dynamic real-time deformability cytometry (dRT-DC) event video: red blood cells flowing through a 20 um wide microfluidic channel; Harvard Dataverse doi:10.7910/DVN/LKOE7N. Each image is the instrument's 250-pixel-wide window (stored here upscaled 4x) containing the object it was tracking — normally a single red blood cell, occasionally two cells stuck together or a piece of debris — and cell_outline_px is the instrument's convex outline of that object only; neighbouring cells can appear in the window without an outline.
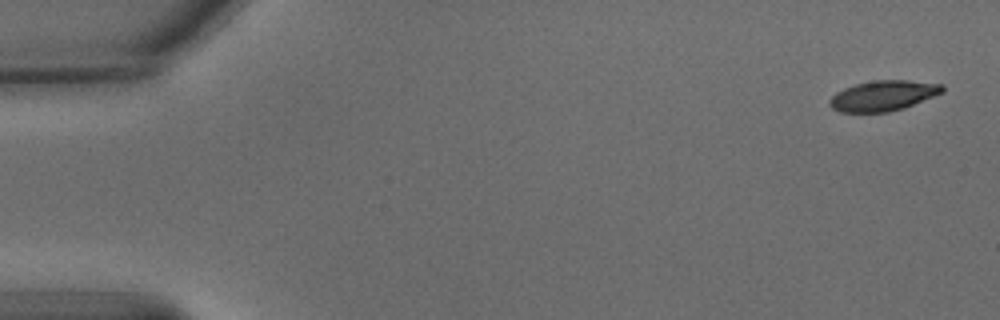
{"species": "common noctule bat (a hibernating species)", "species_latin": "Nyctalus noctula", "temperature_condition": "warm", "stored_images_in_passage": 54, "camera_frame_rate_fps": 3000, "um_per_image_px": 0.085, "animal": {"sex": "male", "body_mass_g": 15.6}, "frame": {"image": 1, "passage_image": 1, "time_ms": 0.0, "image_size_px": [1000, 320], "cell_outline_px": [[944, 92], [904, 108], [888, 112], [840, 112], [832, 108], [828, 104], [828, 100], [836, 92], [844, 88], [856, 84], [872, 80], [908, 80], [944, 84]], "centroid_in_image_um": [75.07, 8.13], "position_along_channel_um": 9.9, "area_um2": 20.06}}
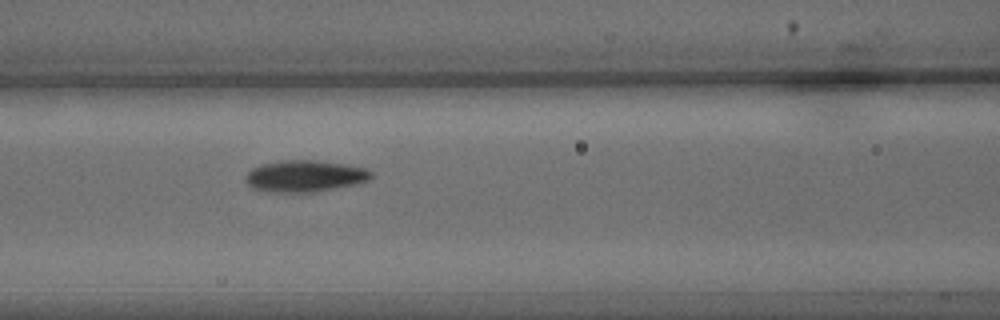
{"frame": {"image": 2, "passage_image": 23, "time_ms": 7.333, "image_size_px": [1000, 320], "cell_outline_px": [[372, 176], [368, 180], [352, 184], [312, 192], [272, 192], [252, 188], [244, 180], [244, 176], [252, 168], [260, 164], [284, 160], [316, 160], [344, 164], [368, 168], [372, 172]], "centroid_in_image_um": [25.87, 14.95], "position_along_channel_um": 140.7, "area_um2": 23.0}}
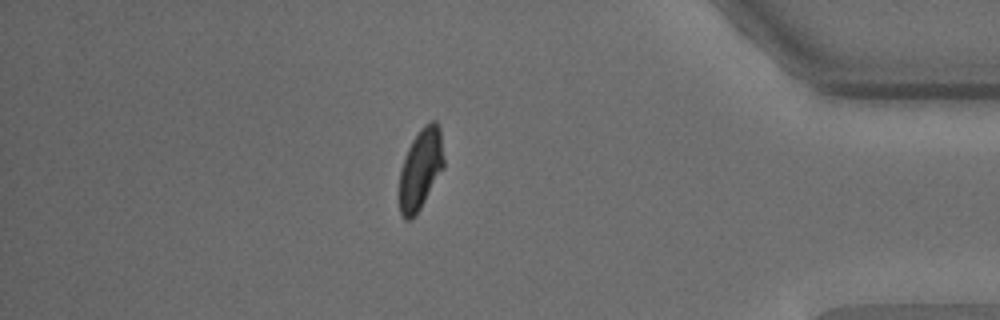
{"frame": {"image": 3, "passage_image": 47, "time_ms": 15.333, "image_size_px": [1000, 320], "cell_outline_px": [[444, 168], [420, 208], [412, 220], [404, 220], [400, 212], [400, 168], [408, 148], [412, 140], [420, 128], [424, 124], [432, 120], [436, 120], [440, 128], [444, 160]], "centroid_in_image_um": [35.76, 14.34], "position_along_channel_um": 399.4, "area_um2": 20.98}, "authors_computed_cell_mechanics": {"area_um2": 21.6172, "velocity_mm_per_s": 3.6616, "shape_relaxation_time_tau1_ms": 2.5592, "shape_relaxation_time_tau2_ms": 2.8584, "deformation_change_tau1": 0.1423, "deformation_change_tau2": 0.0815}}